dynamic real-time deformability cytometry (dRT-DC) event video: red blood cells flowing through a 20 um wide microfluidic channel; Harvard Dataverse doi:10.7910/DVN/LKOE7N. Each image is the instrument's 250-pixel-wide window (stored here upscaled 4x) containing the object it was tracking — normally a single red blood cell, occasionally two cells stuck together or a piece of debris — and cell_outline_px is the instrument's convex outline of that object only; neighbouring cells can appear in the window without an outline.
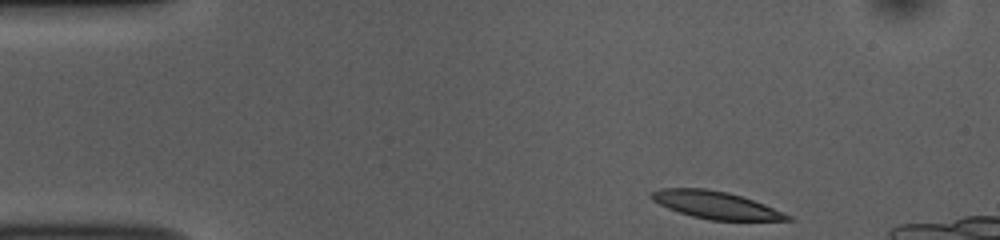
{"species": "common noctule bat (a hibernating species)", "species_latin": "Nyctalus noctula", "temperature_condition": "room temperature", "stored_images_in_passage": 43, "camera_frame_rate_fps": 3000, "um_per_image_px": 0.085, "animal": {"sex": "female", "body_mass_g": 10.0, "forearm_length_mm": 53.1}, "frame": {"image": 1, "passage_image": 1, "time_ms": 0.0, "image_size_px": [1000, 240], "cell_outline_px": [[796, 220], [708, 220], [692, 216], [668, 208], [652, 200], [648, 196], [648, 192], [660, 188], [704, 188], [728, 192], [764, 204], [792, 216]], "centroid_in_image_um": [60.79, 17.42], "position_along_channel_um": 24.2, "area_um2": 21.68}}
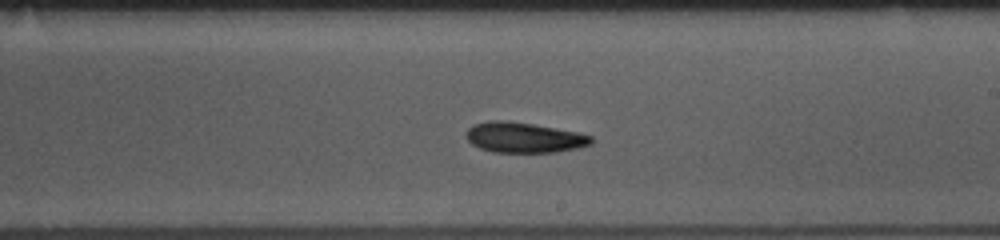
{"frame": {"image": 2, "passage_image": 24, "time_ms": 7.667, "image_size_px": [1000, 240], "cell_outline_px": [[592, 144], [576, 148], [556, 152], [492, 152], [480, 148], [472, 144], [464, 136], [464, 132], [472, 124], [488, 120], [508, 120], [580, 132], [592, 136]], "centroid_in_image_um": [44.49, 11.67], "position_along_channel_um": 244.5, "area_um2": 22.37}}
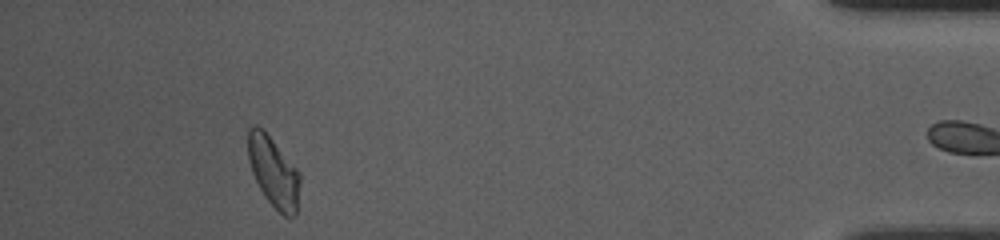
{"frame": {"image": 3, "passage_image": 42, "time_ms": 13.667, "image_size_px": [1000, 240], "cell_outline_px": [[300, 184], [296, 212], [292, 220], [284, 216], [264, 196], [252, 172], [248, 160], [248, 128], [252, 124], [256, 124], [264, 128], [300, 172]], "centroid_in_image_um": [23.25, 14.56], "position_along_channel_um": 412.0, "area_um2": 21.56}, "authors_computed_cell_mechanics": {"area_um2": 21.8484, "velocity_mm_per_s": 3.7822, "shape_relaxation_time_tau1_ms": 3.1447, "shape_relaxation_time_tau2_ms": null, "deformation_change_tau1": 0.1309, "deformation_change_tau2": null}}